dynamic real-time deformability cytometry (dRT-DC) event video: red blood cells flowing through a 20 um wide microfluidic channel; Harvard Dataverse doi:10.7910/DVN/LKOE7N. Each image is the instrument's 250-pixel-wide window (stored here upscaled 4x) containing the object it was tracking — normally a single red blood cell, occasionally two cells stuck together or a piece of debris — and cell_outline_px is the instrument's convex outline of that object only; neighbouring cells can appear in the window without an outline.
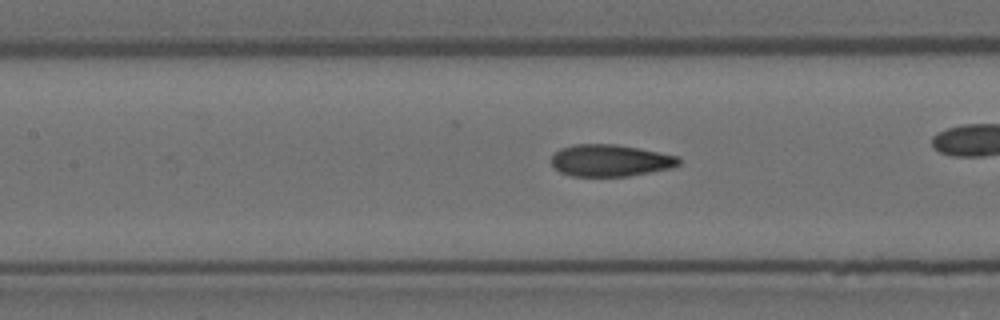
{"species": "Egyptian fruit bat (a non-hibernating species)", "species_latin": "Rousettus aegyptiacus", "temperature_condition": "room temperature", "stored_images_in_passage": 29, "camera_frame_rate_fps": 3000, "um_per_image_px": 0.085, "animal": {"sex": "female"}, "frame": {"image": 1, "passage_image": 9, "time_ms": 2.667, "image_size_px": [1000, 320], "cell_outline_px": [[680, 164], [672, 168], [628, 176], [572, 176], [560, 172], [552, 164], [552, 156], [560, 148], [572, 144], [616, 144], [640, 148], [680, 156]], "centroid_in_image_um": [51.9, 13.63], "position_along_channel_um": 155.5, "area_um2": 23.81}}